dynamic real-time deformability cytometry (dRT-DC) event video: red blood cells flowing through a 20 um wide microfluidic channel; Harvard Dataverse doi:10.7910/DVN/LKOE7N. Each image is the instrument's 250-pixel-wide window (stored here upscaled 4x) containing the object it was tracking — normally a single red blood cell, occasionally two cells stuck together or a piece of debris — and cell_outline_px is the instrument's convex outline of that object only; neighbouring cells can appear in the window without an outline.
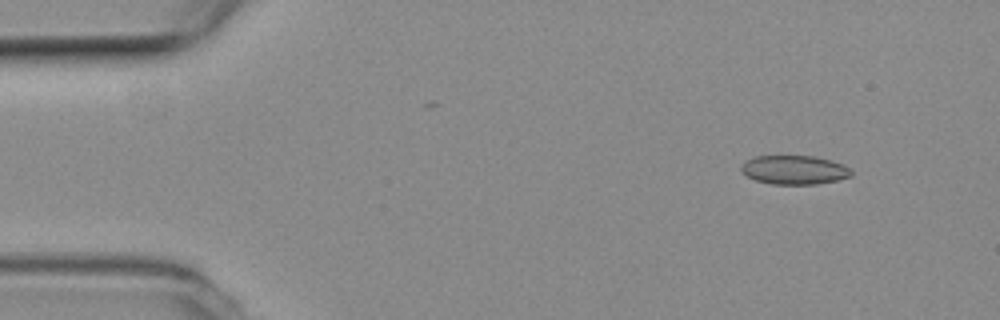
{"species": "common noctule bat (a hibernating species)", "species_latin": "Nyctalus noctula", "temperature_condition": "room temperature", "stored_images_in_passage": 9, "camera_frame_rate_fps": 3000, "um_per_image_px": 0.085, "animal": {"sex": "female", "body_mass_g": 19.3, "forearm_length_mm": 54.1}, "frame": {"image": 1, "passage_image": 1, "time_ms": 0.0, "image_size_px": [1000, 320], "cell_outline_px": [[852, 176], [836, 180], [816, 184], [772, 184], [756, 180], [748, 176], [740, 168], [740, 164], [744, 160], [756, 156], [812, 156], [832, 160], [844, 164], [852, 168]], "centroid_in_image_um": [67.54, 14.43], "position_along_channel_um": 17.5, "area_um2": 18.67}}